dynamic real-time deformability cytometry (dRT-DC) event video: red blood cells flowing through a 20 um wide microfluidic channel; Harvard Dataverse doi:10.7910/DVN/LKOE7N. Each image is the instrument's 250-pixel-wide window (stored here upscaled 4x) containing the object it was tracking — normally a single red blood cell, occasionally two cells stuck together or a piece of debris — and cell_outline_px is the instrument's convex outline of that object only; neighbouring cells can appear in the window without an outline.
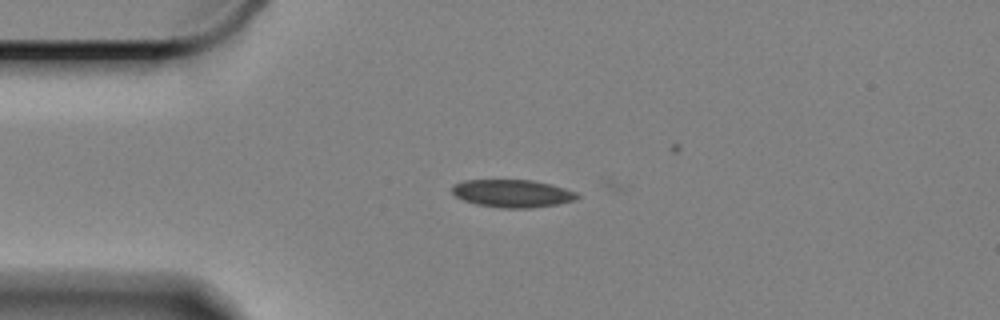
{"species": "Egyptian fruit bat (a non-hibernating species)", "species_latin": "Rousettus aegyptiacus", "temperature_condition": "cold", "stored_images_in_passage": 4, "camera_frame_rate_fps": 3000, "um_per_image_px": 0.085, "animal": {"sex": "female"}, "frame": {"image": 1, "passage_image": 1, "time_ms": 0.0, "image_size_px": [1000, 320], "cell_outline_px": [[580, 196], [576, 200], [560, 204], [532, 208], [504, 208], [476, 204], [464, 200], [456, 196], [452, 192], [452, 184], [464, 180], [532, 180], [552, 184], [576, 192]], "centroid_in_image_um": [43.58, 16.44], "position_along_channel_um": 41.4, "area_um2": 20.35}}